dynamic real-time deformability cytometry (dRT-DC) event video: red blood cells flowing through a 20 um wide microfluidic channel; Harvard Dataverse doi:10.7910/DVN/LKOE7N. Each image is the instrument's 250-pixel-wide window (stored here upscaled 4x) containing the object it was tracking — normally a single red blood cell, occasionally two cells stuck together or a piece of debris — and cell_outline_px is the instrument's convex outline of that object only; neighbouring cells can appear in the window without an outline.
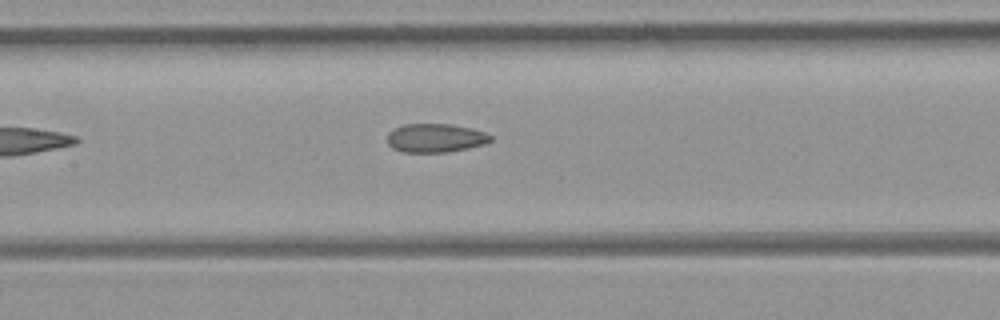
{"species": "common noctule bat (a hibernating species)", "species_latin": "Nyctalus noctula", "temperature_condition": "room temperature", "stored_images_in_passage": 9, "camera_frame_rate_fps": 3000, "um_per_image_px": 0.085, "animal": {"sex": "female", "body_mass_g": 21.9}, "frame": {"image": 1, "passage_image": 9, "time_ms": 2.667, "image_size_px": [1000, 320], "cell_outline_px": [[492, 140], [484, 144], [468, 148], [444, 152], [404, 152], [392, 148], [388, 144], [388, 132], [392, 128], [404, 124], [448, 124], [468, 128], [484, 132], [492, 136]], "centroid_in_image_um": [36.97, 11.73], "position_along_channel_um": 170.4, "area_um2": 17.17}}